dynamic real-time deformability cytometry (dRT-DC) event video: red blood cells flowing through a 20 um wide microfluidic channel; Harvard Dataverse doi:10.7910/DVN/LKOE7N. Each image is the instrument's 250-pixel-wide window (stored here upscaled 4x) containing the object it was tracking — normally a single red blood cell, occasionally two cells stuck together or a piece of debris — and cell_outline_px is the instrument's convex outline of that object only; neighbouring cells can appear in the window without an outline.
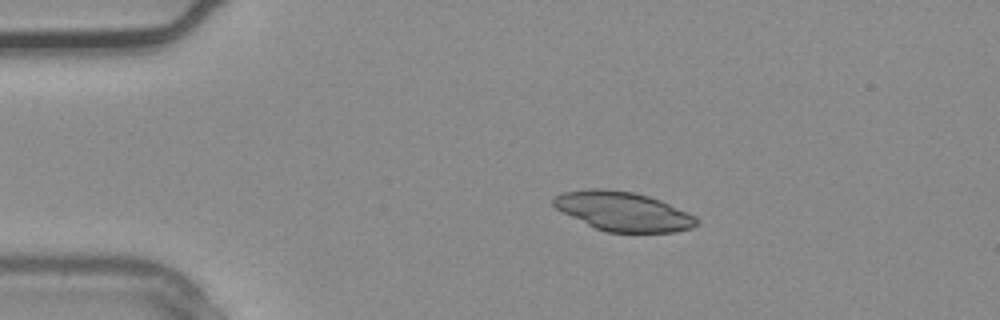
{"species": "common noctule bat (a hibernating species)", "species_latin": "Nyctalus noctula", "temperature_condition": "warm", "stored_images_in_passage": 1, "camera_frame_rate_fps": 3000, "um_per_image_px": 0.085, "animal": {"sex": "male", "body_mass_g": 20.4}, "frame": {"image": 1, "passage_image": 1, "time_ms": 0.0, "image_size_px": [1000, 320], "cell_outline_px": [[700, 220], [692, 228], [676, 232], [608, 232], [596, 228], [556, 208], [552, 204], [552, 196], [564, 192], [588, 188], [604, 188], [632, 192], [648, 196], [660, 200], [696, 216]], "centroid_in_image_um": [52.97, 17.95], "position_along_channel_um": 32.0, "area_um2": 32.48}}